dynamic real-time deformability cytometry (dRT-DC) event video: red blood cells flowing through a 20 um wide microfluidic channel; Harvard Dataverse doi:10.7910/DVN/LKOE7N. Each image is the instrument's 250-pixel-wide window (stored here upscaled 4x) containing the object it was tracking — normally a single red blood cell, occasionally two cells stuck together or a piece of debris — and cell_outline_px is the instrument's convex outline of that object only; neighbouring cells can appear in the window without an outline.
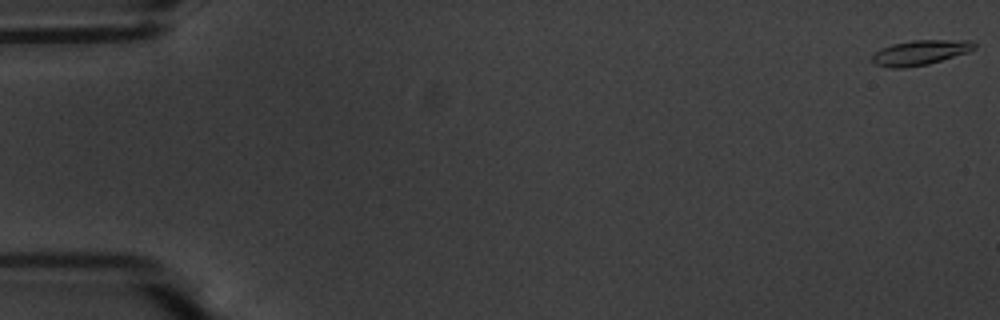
{"species": "common noctule bat (a hibernating species)", "species_latin": "Nyctalus noctula", "temperature_condition": "warm", "stored_images_in_passage": 57, "camera_frame_rate_fps": 3000, "um_per_image_px": 0.085, "animal": {"sex": "male", "body_mass_g": 20.1, "forearm_length_mm": 53.5}, "frame": {"image": 1, "passage_image": 1, "time_ms": 0.0, "image_size_px": [1000, 320], "cell_outline_px": [[976, 48], [968, 52], [928, 64], [904, 68], [892, 68], [876, 64], [872, 60], [872, 56], [880, 48], [892, 44], [912, 40], [972, 40], [976, 44]], "centroid_in_image_um": [78.24, 4.46], "position_along_channel_um": 6.8, "area_um2": 14.8}}
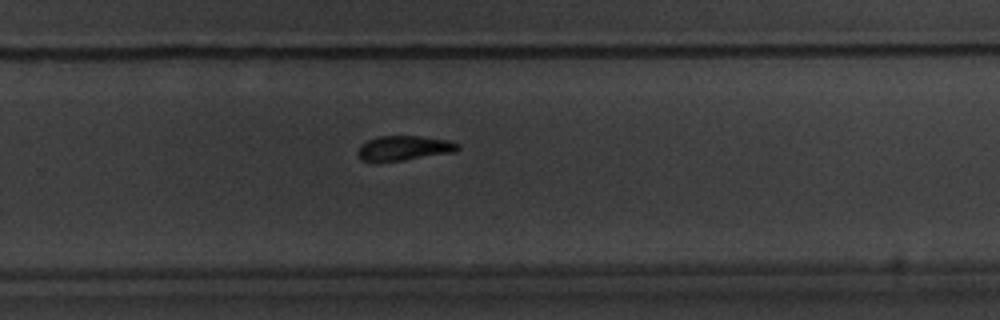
{"frame": {"image": 2, "passage_image": 38, "time_ms": 12.333, "image_size_px": [1000, 320], "cell_outline_px": [[460, 148], [456, 152], [404, 160], [360, 160], [356, 152], [360, 144], [368, 140], [380, 136], [420, 136], [448, 140], [460, 144]], "centroid_in_image_um": [34.37, 12.57], "position_along_channel_um": 295.4, "area_um2": 14.33}}
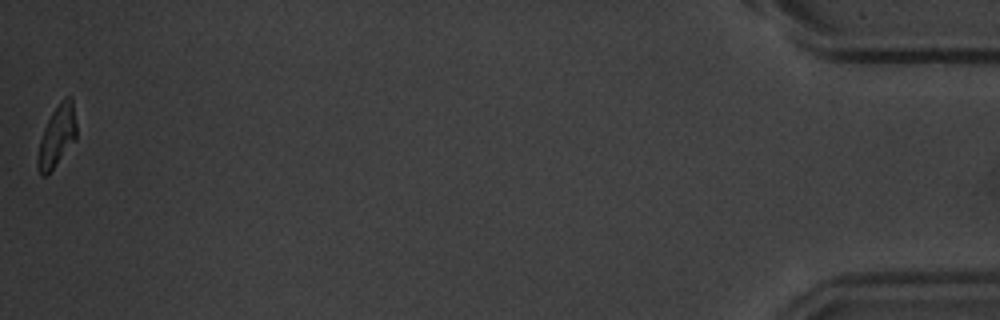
{"frame": {"image": 3, "passage_image": 57, "time_ms": 18.667, "image_size_px": [1000, 320], "cell_outline_px": [[76, 140], [52, 168], [44, 176], [40, 176], [36, 168], [36, 160], [40, 140], [44, 128], [52, 112], [60, 100], [64, 96], [72, 96], [76, 124]], "centroid_in_image_um": [4.83, 11.54], "position_along_channel_um": 430.4, "area_um2": 13.87}, "authors_computed_cell_mechanics": {"area_um2": 14.739, "velocity_mm_per_s": 3.6013, "shape_relaxation_time_tau1_ms": 3.6446, "shape_relaxation_time_tau2_ms": null, "deformation_change_tau1": 0.1468, "deformation_change_tau2": null}}